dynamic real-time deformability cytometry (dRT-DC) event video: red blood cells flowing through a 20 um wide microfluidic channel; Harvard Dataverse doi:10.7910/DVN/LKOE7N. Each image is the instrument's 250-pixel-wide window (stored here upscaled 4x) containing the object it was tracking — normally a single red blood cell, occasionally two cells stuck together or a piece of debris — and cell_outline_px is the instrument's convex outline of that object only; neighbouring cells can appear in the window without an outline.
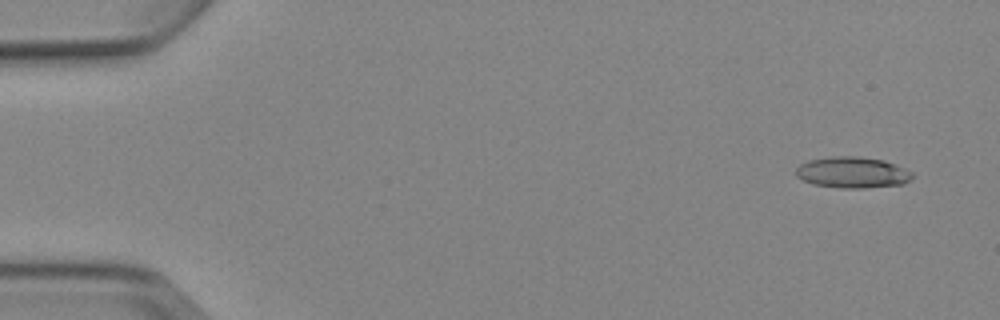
{"species": "Egyptian fruit bat (a non-hibernating species)", "species_latin": "Rousettus aegyptiacus", "temperature_condition": "cold", "stored_images_in_passage": 7, "camera_frame_rate_fps": 3000, "um_per_image_px": 0.085, "animal": {"sex": "female"}, "frame": {"image": 1, "passage_image": 1, "time_ms": 0.0, "image_size_px": [1000, 320], "cell_outline_px": [[912, 180], [904, 184], [864, 188], [840, 188], [812, 184], [796, 176], [796, 168], [800, 164], [808, 160], [832, 156], [856, 156], [884, 160], [896, 164], [912, 172]], "centroid_in_image_um": [72.47, 14.66], "position_along_channel_um": 12.5, "area_um2": 21.27}}
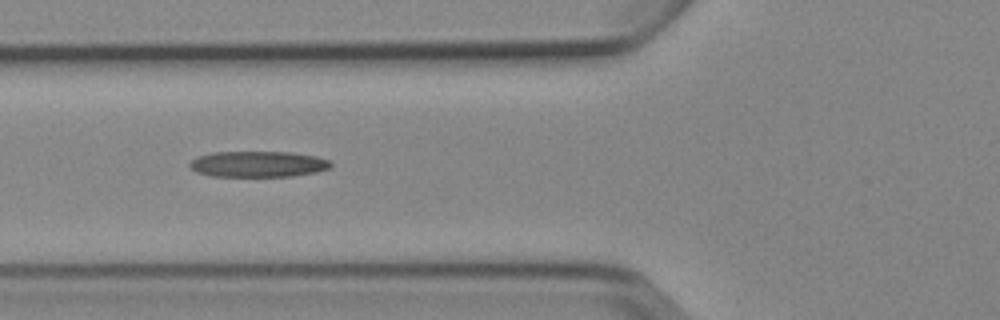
{"frame": {"image": 2, "passage_image": 5, "time_ms": 5.667, "image_size_px": [1000, 320], "cell_outline_px": [[332, 164], [328, 168], [316, 172], [292, 176], [212, 176], [196, 172], [188, 164], [196, 156], [212, 152], [288, 152], [316, 156], [332, 160]], "centroid_in_image_um": [21.93, 13.94], "position_along_channel_um": 103.9, "area_um2": 21.33}}
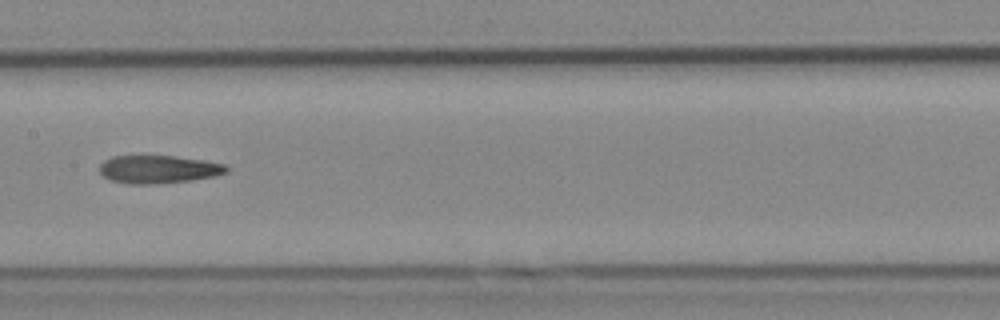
{"frame": {"image": 3, "passage_image": 7, "time_ms": 8.0, "image_size_px": [1000, 320], "cell_outline_px": [[228, 172], [216, 176], [192, 180], [152, 184], [128, 184], [108, 180], [100, 172], [100, 164], [104, 160], [112, 156], [172, 156], [204, 160], [224, 164], [228, 168]], "centroid_in_image_um": [13.46, 14.4], "position_along_channel_um": 193.9, "area_um2": 20.75}}